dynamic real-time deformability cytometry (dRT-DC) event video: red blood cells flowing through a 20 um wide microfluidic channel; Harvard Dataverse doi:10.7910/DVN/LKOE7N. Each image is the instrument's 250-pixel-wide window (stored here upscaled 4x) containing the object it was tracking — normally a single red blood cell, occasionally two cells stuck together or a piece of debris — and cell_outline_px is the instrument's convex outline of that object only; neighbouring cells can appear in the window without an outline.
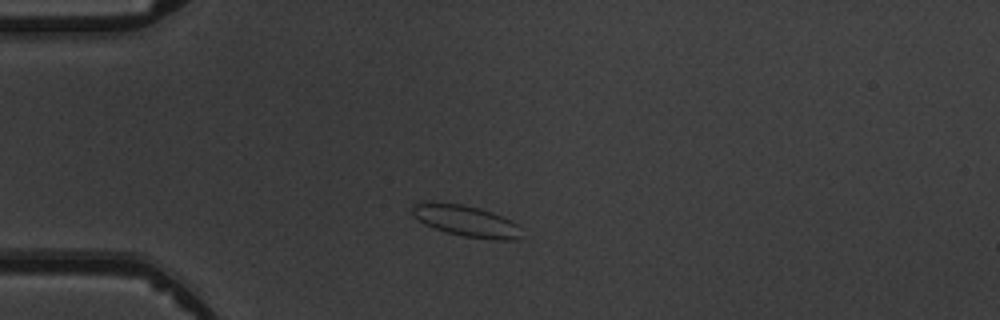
{"species": "common noctule bat (a hibernating species)", "species_latin": "Nyctalus noctula", "temperature_condition": "warm", "stored_images_in_passage": 3, "camera_frame_rate_fps": 3000, "um_per_image_px": 0.085, "animal": {"sex": "male", "body_mass_g": 19.5, "forearm_length_mm": 54.6}, "frame": {"image": 1, "passage_image": 1, "time_ms": 0.0, "image_size_px": [1000, 320], "cell_outline_px": [[520, 240], [492, 240], [464, 236], [448, 232], [424, 224], [412, 216], [412, 204], [424, 200], [432, 200], [464, 204], [480, 208], [492, 212], [512, 220], [520, 224]], "centroid_in_image_um": [39.6, 18.74], "position_along_channel_um": 45.4, "area_um2": 20.52}}
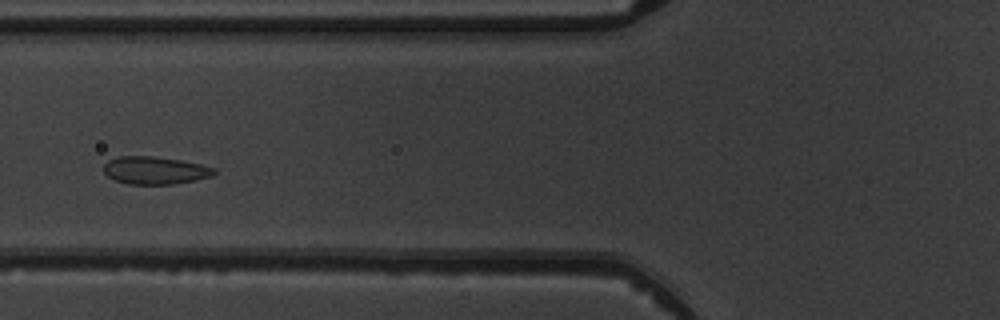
{"frame": {"image": 2, "passage_image": 3, "time_ms": 2.333, "image_size_px": [1000, 320], "cell_outline_px": [[216, 172], [212, 176], [196, 180], [172, 184], [128, 184], [116, 180], [108, 176], [104, 172], [104, 164], [108, 160], [120, 156], [152, 156], [180, 160], [200, 164], [216, 168]], "centroid_in_image_um": [13.18, 14.48], "position_along_channel_um": 112.6, "area_um2": 17.74}}